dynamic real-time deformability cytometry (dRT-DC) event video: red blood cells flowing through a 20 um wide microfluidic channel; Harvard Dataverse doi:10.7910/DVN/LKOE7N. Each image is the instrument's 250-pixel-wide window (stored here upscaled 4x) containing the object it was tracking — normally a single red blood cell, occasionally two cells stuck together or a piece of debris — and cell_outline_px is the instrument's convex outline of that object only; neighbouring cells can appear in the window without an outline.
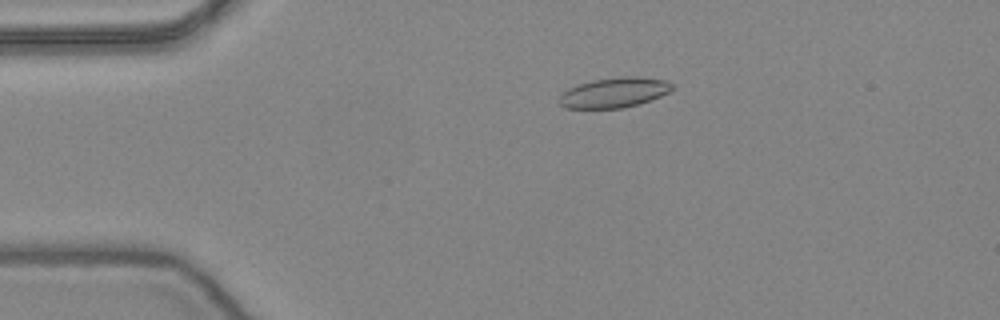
{"species": "common noctule bat (a hibernating species)", "species_latin": "Nyctalus noctula", "temperature_condition": "warm", "stored_images_in_passage": 51, "camera_frame_rate_fps": 3000, "um_per_image_px": 0.085, "animal": {"sex": "female", "body_mass_g": 24.6, "forearm_length_mm": 56.2}, "frame": {"image": 1, "passage_image": 9, "time_ms": 2.667, "image_size_px": [1000, 320], "cell_outline_px": [[672, 88], [668, 92], [660, 96], [636, 104], [620, 108], [564, 108], [556, 100], [568, 88], [576, 84], [592, 80], [624, 76], [640, 76], [664, 80], [672, 84]], "centroid_in_image_um": [52.14, 7.86], "position_along_channel_um": 32.9, "area_um2": 19.65}}
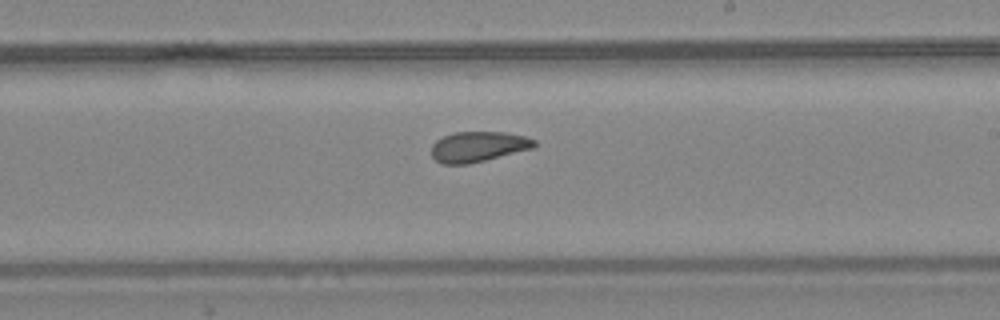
{"frame": {"image": 2, "passage_image": 29, "time_ms": 9.333, "image_size_px": [1000, 320], "cell_outline_px": [[536, 144], [532, 148], [468, 164], [444, 164], [436, 160], [432, 156], [432, 144], [436, 140], [444, 136], [456, 132], [504, 132], [524, 136], [536, 140]], "centroid_in_image_um": [40.63, 12.46], "position_along_channel_um": 248.4, "area_um2": 17.92}}
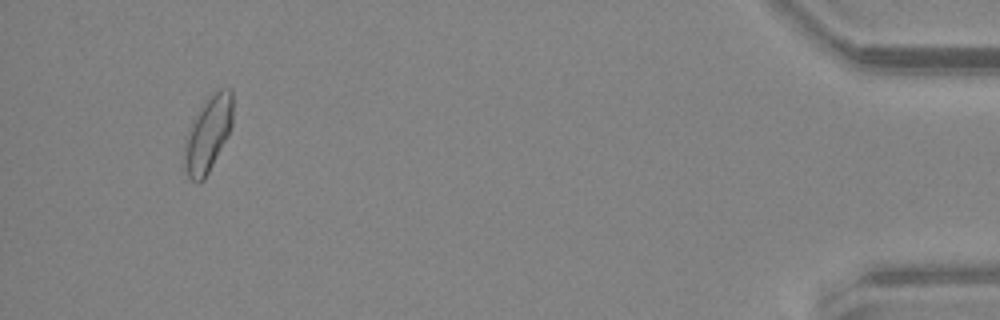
{"frame": {"image": 3, "passage_image": 48, "time_ms": 15.667, "image_size_px": [1000, 320], "cell_outline_px": [[232, 124], [228, 136], [204, 180], [196, 184], [188, 176], [184, 168], [184, 140], [192, 120], [204, 100], [208, 96], [220, 88], [232, 88]], "centroid_in_image_um": [17.66, 11.38], "position_along_channel_um": 417.5, "area_um2": 21.56}, "authors_computed_cell_mechanics": {"area_um2": 19.2474, "velocity_mm_per_s": 3.8885, "shape_relaxation_time_tau1_ms": null, "shape_relaxation_time_tau2_ms": 2.7769, "deformation_change_tau1": null, "deformation_change_tau2": 0.0776}}